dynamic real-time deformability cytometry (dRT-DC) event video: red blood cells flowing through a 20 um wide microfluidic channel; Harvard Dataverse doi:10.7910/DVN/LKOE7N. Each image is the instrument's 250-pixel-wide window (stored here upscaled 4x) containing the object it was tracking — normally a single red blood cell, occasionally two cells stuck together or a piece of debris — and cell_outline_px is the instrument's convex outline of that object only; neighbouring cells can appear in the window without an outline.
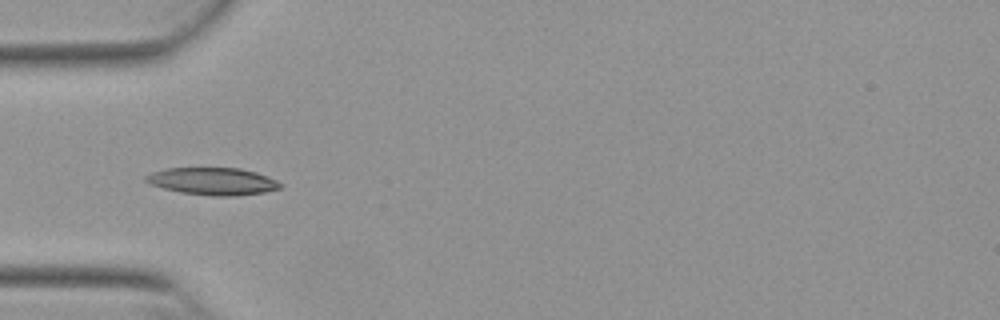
{"species": "Egyptian fruit bat (a non-hibernating species)", "species_latin": "Rousettus aegyptiacus", "temperature_condition": "warm", "stored_images_in_passage": 37, "camera_frame_rate_fps": 3000, "um_per_image_px": 0.085, "animal": {"sex": "female"}, "frame": {"image": 1, "passage_image": 1, "time_ms": 0.0, "image_size_px": [1000, 320], "cell_outline_px": [[284, 184], [280, 188], [264, 192], [232, 196], [212, 196], [180, 192], [148, 184], [144, 180], [144, 176], [152, 172], [168, 168], [240, 168], [256, 172], [276, 180]], "centroid_in_image_um": [18.07, 15.41], "position_along_channel_um": 66.9, "area_um2": 21.39}}
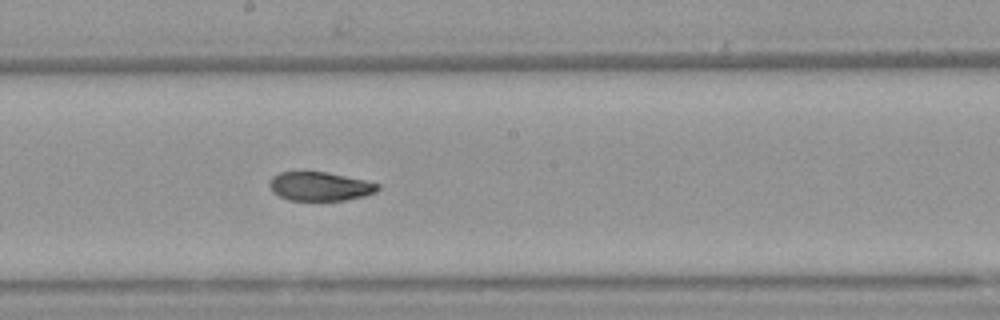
{"frame": {"image": 2, "passage_image": 13, "time_ms": 4.0, "image_size_px": [1000, 320], "cell_outline_px": [[380, 188], [376, 192], [364, 196], [344, 200], [288, 200], [272, 192], [268, 184], [272, 176], [280, 172], [328, 172], [364, 180], [380, 184]], "centroid_in_image_um": [27.18, 15.84], "position_along_channel_um": 221.0, "area_um2": 18.21}}
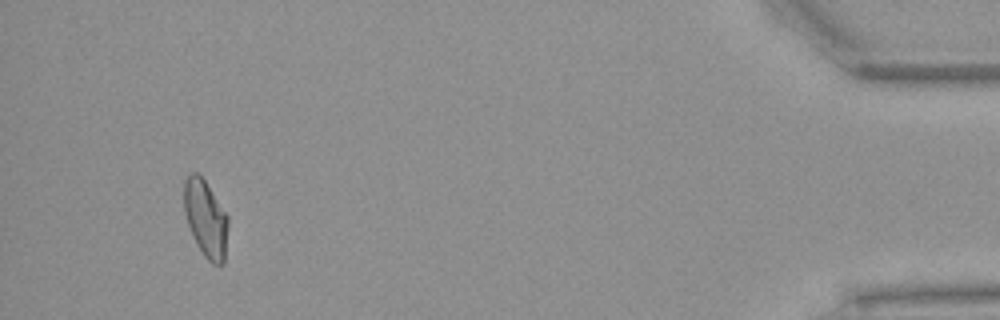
{"frame": {"image": 3, "passage_image": 34, "time_ms": 11.0, "image_size_px": [1000, 320], "cell_outline_px": [[228, 228], [224, 264], [212, 264], [204, 256], [188, 224], [184, 212], [184, 180], [192, 172], [196, 172], [204, 180], [228, 216]], "centroid_in_image_um": [17.49, 18.58], "position_along_channel_um": 417.7, "area_um2": 19.42}, "authors_computed_cell_mechanics": {"area_um2": 19.5364, "velocity_mm_per_s": 3.8576, "shape_relaxation_time_tau1_ms": null, "shape_relaxation_time_tau2_ms": 1.8599, "deformation_change_tau1": null, "deformation_change_tau2": 0.0744}}